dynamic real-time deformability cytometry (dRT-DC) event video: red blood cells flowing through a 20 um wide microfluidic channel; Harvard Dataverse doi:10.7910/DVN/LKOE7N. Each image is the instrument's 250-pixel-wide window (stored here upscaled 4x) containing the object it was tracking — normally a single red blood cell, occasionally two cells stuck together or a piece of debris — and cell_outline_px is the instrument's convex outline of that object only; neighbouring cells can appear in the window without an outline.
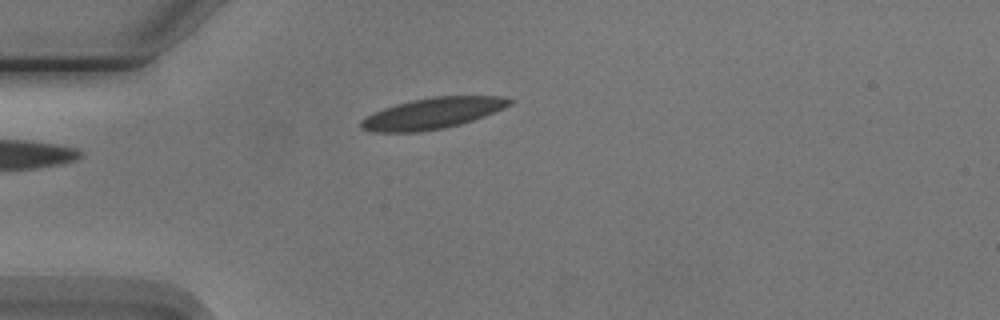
{"species": "Egyptian fruit bat (a non-hibernating species)", "species_latin": "Rousettus aegyptiacus", "temperature_condition": "cold", "stored_images_in_passage": 3, "camera_frame_rate_fps": 3000, "um_per_image_px": 0.085, "animal": {"sex": "male"}, "frame": {"image": 1, "passage_image": 1, "time_ms": 0.0, "image_size_px": [1000, 320], "cell_outline_px": [[516, 100], [512, 104], [484, 116], [460, 124], [444, 128], [416, 132], [372, 132], [360, 128], [360, 120], [384, 108], [396, 104], [412, 100], [432, 96], [504, 96]], "centroid_in_image_um": [36.79, 9.62], "position_along_channel_um": 48.2, "area_um2": 26.76}}